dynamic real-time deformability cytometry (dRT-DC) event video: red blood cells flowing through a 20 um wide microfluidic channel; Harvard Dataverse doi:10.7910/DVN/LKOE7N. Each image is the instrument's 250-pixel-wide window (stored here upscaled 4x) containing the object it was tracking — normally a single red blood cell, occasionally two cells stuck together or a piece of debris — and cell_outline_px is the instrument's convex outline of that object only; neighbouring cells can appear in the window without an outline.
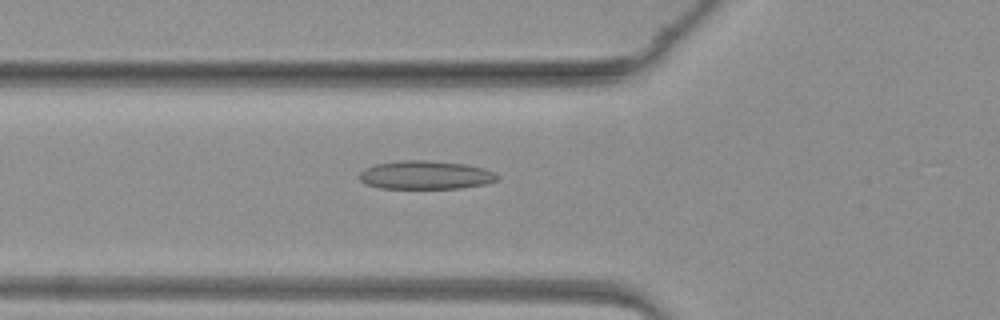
{"species": "common noctule bat (a hibernating species)", "species_latin": "Nyctalus noctula", "temperature_condition": "warm", "stored_images_in_passage": 8, "camera_frame_rate_fps": 3000, "um_per_image_px": 0.085, "animal": {"sex": "female", "body_mass_g": 19.3, "forearm_length_mm": 54.1}, "frame": {"image": 1, "passage_image": 2, "time_ms": 0.333, "image_size_px": [1000, 320], "cell_outline_px": [[500, 176], [496, 180], [484, 184], [460, 188], [380, 188], [364, 184], [360, 180], [360, 172], [364, 168], [376, 164], [400, 160], [428, 160], [464, 164], [484, 168]], "centroid_in_image_um": [36.13, 14.87], "position_along_channel_um": 89.7, "area_um2": 22.83}}
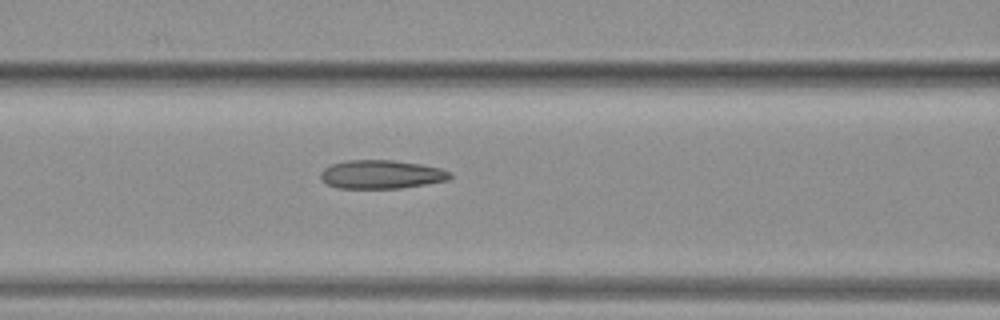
{"frame": {"image": 2, "passage_image": 5, "time_ms": 1.333, "image_size_px": [1000, 320], "cell_outline_px": [[452, 176], [448, 180], [400, 188], [336, 188], [320, 180], [320, 172], [324, 168], [332, 164], [348, 160], [392, 160], [420, 164], [440, 168], [452, 172]], "centroid_in_image_um": [32.39, 14.82], "position_along_channel_um": 134.2, "area_um2": 21.56}}
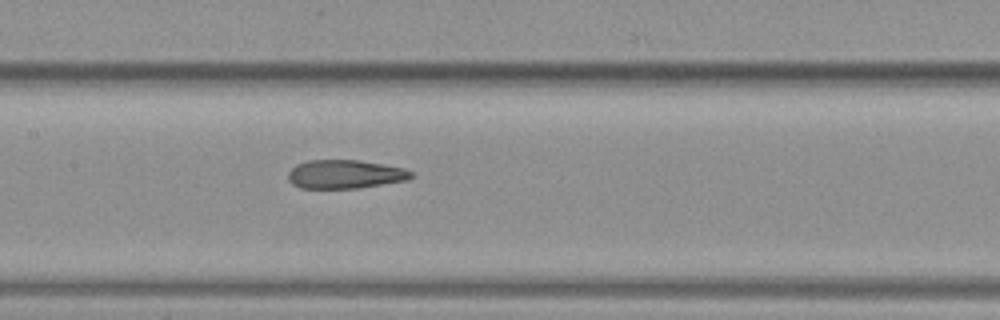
{"frame": {"image": 3, "passage_image": 8, "time_ms": 2.333, "image_size_px": [1000, 320], "cell_outline_px": [[412, 176], [408, 180], [356, 188], [300, 188], [292, 184], [288, 180], [288, 172], [296, 164], [308, 160], [360, 160], [384, 164], [404, 168], [412, 172]], "centroid_in_image_um": [29.31, 14.8], "position_along_channel_um": 178.1, "area_um2": 20.58}}